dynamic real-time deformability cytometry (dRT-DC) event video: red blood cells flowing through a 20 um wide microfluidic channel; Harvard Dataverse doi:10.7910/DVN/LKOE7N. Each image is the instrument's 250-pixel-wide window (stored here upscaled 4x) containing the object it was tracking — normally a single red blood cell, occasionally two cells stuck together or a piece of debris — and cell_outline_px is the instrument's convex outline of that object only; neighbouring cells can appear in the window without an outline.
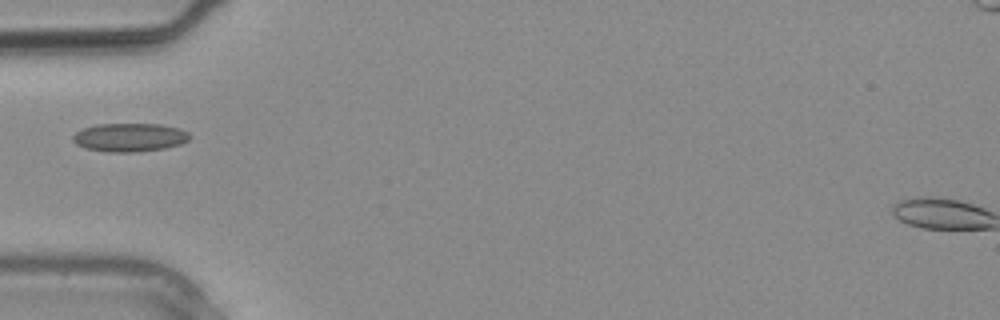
{"species": "common noctule bat (a hibernating species)", "species_latin": "Nyctalus noctula", "temperature_condition": "warm", "stored_images_in_passage": 3, "camera_frame_rate_fps": 3000, "um_per_image_px": 0.085, "animal": {"sex": "male", "body_mass_g": 20.4}, "frame": {"image": 1, "passage_image": 3, "time_ms": 0.667, "image_size_px": [1000, 320], "cell_outline_px": [[192, 136], [188, 140], [180, 144], [164, 148], [132, 152], [108, 152], [84, 148], [76, 144], [72, 140], [72, 136], [76, 132], [84, 128], [96, 124], [160, 124], [180, 128], [188, 132]], "centroid_in_image_um": [11.01, 11.67], "position_along_channel_um": 74.0, "area_um2": 19.42}}